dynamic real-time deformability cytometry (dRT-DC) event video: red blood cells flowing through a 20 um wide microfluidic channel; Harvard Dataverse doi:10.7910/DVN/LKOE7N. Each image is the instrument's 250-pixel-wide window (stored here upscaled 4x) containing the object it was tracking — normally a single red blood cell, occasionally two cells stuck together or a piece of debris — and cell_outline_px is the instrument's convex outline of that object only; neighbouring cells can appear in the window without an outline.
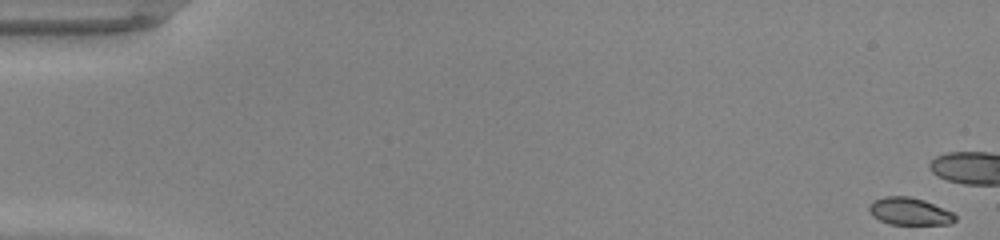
{"species": "common noctule bat (a hibernating species)", "species_latin": "Nyctalus noctula", "temperature_condition": "warm", "stored_images_in_passage": 17, "camera_frame_rate_fps": 3000, "um_per_image_px": 0.085, "animal": {"sex": "male", "body_mass_g": 20.0, "forearm_length_mm": 53.3}, "frame": {"image": 1, "passage_image": 1, "time_ms": 0.0, "image_size_px": [1000, 240], "cell_outline_px": [[956, 220], [948, 224], [888, 224], [872, 216], [868, 212], [868, 208], [876, 200], [884, 196], [908, 196], [924, 200], [952, 212], [956, 216]], "centroid_in_image_um": [77.3, 17.97], "position_along_channel_um": 7.7, "area_um2": 13.58}}